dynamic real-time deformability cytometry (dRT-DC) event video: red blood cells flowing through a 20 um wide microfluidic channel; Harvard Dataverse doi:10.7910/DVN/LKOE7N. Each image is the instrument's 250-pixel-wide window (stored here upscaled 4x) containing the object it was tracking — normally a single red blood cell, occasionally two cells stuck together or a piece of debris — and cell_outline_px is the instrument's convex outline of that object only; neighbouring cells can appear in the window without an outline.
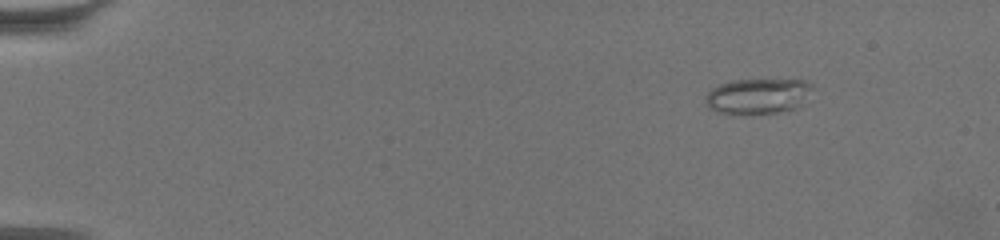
{"species": "common noctule bat (a hibernating species)", "species_latin": "Nyctalus noctula", "temperature_condition": "warm", "stored_images_in_passage": 56, "camera_frame_rate_fps": 3000, "um_per_image_px": 0.085, "animal": {"sex": "female", "body_mass_g": 19.5, "forearm_length_mm": 54.1}, "frame": {"image": 1, "passage_image": 1, "time_ms": 0.0, "image_size_px": [1000, 240], "cell_outline_px": [[816, 88], [796, 108], [776, 112], [748, 116], [716, 112], [708, 108], [704, 100], [708, 92], [712, 88], [720, 84], [736, 80], [804, 80], [812, 84]], "centroid_in_image_um": [64.4, 8.19], "position_along_channel_um": 20.6, "area_um2": 22.48}}
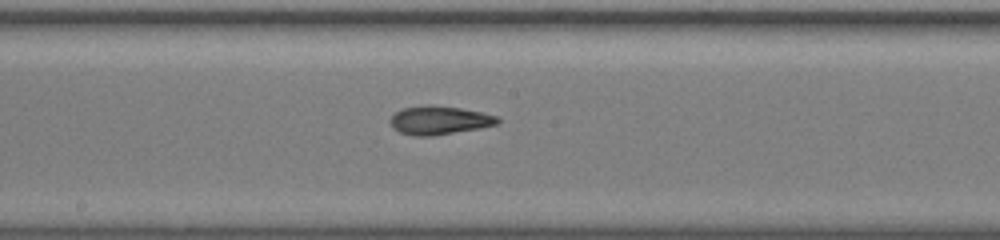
{"frame": {"image": 2, "passage_image": 29, "time_ms": 9.333, "image_size_px": [1000, 240], "cell_outline_px": [[500, 120], [496, 124], [480, 128], [432, 136], [412, 136], [400, 132], [392, 128], [392, 116], [396, 112], [404, 108], [428, 104], [460, 108], [480, 112], [496, 116]], "centroid_in_image_um": [37.33, 10.22], "position_along_channel_um": 210.9, "area_um2": 17.63}}
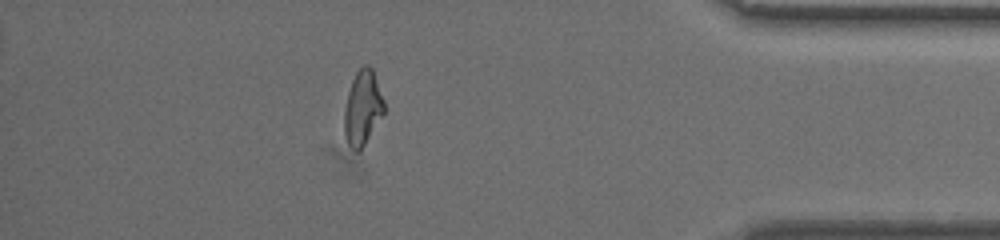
{"frame": {"image": 3, "passage_image": 49, "time_ms": 16.0, "image_size_px": [1000, 240], "cell_outline_px": [[384, 112], [360, 152], [356, 152], [348, 144], [344, 136], [344, 112], [348, 92], [352, 80], [356, 72], [364, 64], [368, 64], [372, 68], [384, 100]], "centroid_in_image_um": [30.81, 9.18], "position_along_channel_um": 404.4, "area_um2": 17.28}, "authors_computed_cell_mechanics": {"area_um2": 17.7446, "velocity_mm_per_s": 3.3984, "shape_relaxation_time_tau1_ms": 7.4077, "shape_relaxation_time_tau2_ms": 1.4692, "deformation_change_tau1": 0.2193, "deformation_change_tau2": 0.076}}